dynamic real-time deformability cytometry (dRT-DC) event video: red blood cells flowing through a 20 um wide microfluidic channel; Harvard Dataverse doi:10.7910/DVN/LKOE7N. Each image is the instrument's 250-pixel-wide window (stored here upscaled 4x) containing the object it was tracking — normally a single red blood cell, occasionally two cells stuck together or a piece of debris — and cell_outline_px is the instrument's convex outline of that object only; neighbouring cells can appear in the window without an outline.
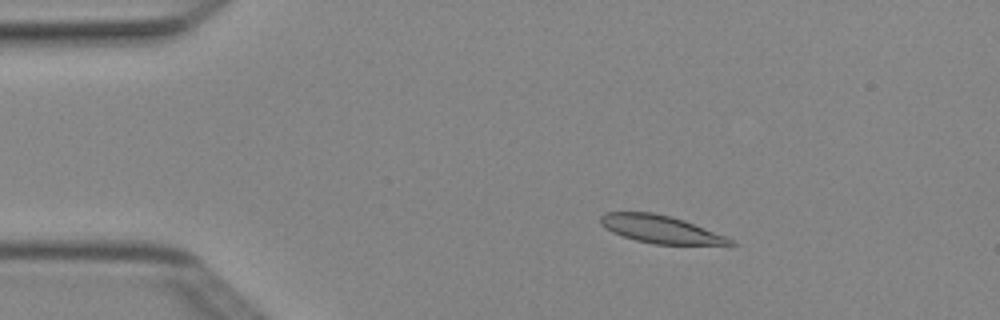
{"species": "Egyptian fruit bat (a non-hibernating species)", "species_latin": "Rousettus aegyptiacus", "temperature_condition": "cold", "stored_images_in_passage": 4, "camera_frame_rate_fps": 3000, "um_per_image_px": 0.085, "animal": {"sex": "female"}, "frame": {"image": 1, "passage_image": 2, "time_ms": 0.333, "image_size_px": [1000, 320], "cell_outline_px": [[736, 244], [652, 244], [636, 240], [612, 232], [604, 228], [600, 224], [600, 216], [604, 212], [652, 212], [684, 220], [724, 236], [732, 240]], "centroid_in_image_um": [56.04, 19.47], "position_along_channel_um": 29.0, "area_um2": 20.52}}
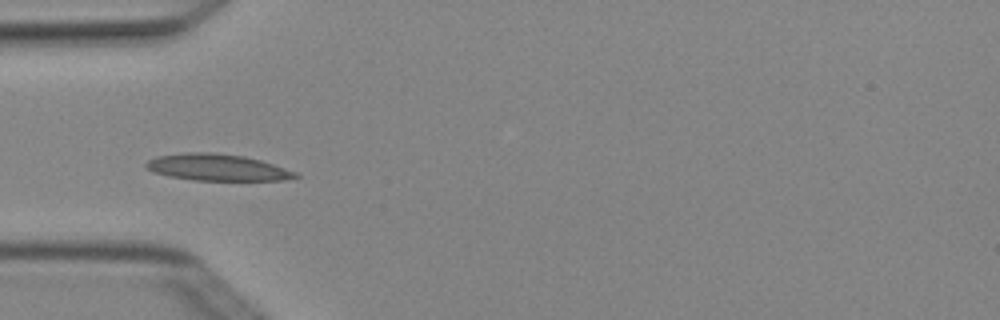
{"frame": {"image": 2, "passage_image": 4, "time_ms": 1.0, "image_size_px": [1000, 320], "cell_outline_px": [[300, 176], [284, 180], [192, 180], [168, 176], [152, 172], [144, 168], [144, 164], [148, 160], [156, 156], [184, 152], [212, 152], [244, 156], [260, 160], [296, 172]], "centroid_in_image_um": [18.38, 14.22], "position_along_channel_um": 66.6, "area_um2": 23.24}}